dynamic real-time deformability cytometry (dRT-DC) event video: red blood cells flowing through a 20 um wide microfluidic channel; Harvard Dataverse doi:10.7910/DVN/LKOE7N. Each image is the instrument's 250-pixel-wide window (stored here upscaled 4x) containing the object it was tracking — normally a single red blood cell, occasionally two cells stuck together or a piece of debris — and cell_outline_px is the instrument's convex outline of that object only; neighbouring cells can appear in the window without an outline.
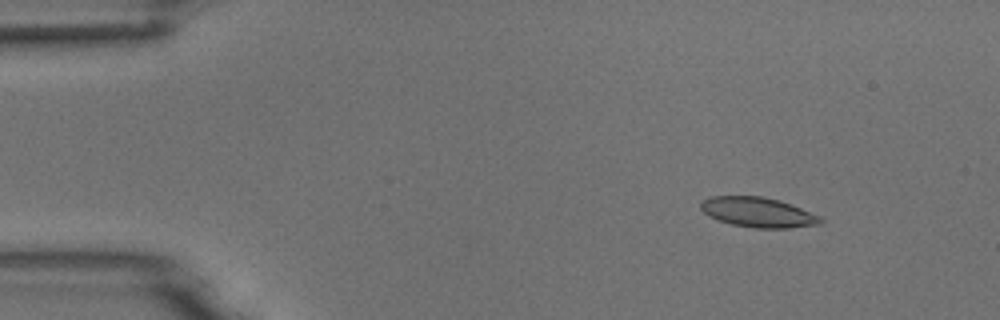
{"species": "common noctule bat (a hibernating species)", "species_latin": "Nyctalus noctula", "temperature_condition": "room temperature", "stored_images_in_passage": 11, "camera_frame_rate_fps": 3000, "um_per_image_px": 0.085, "animal": {"sex": "male", "body_mass_g": 18.8}, "frame": {"image": 1, "passage_image": 2, "time_ms": 1.333, "image_size_px": [1000, 320], "cell_outline_px": [[824, 220], [820, 224], [788, 228], [756, 228], [732, 224], [708, 216], [700, 208], [700, 204], [704, 200], [712, 196], [764, 196], [780, 200], [820, 216]], "centroid_in_image_um": [64.44, 18.04], "position_along_channel_um": 20.6, "area_um2": 20.75}}
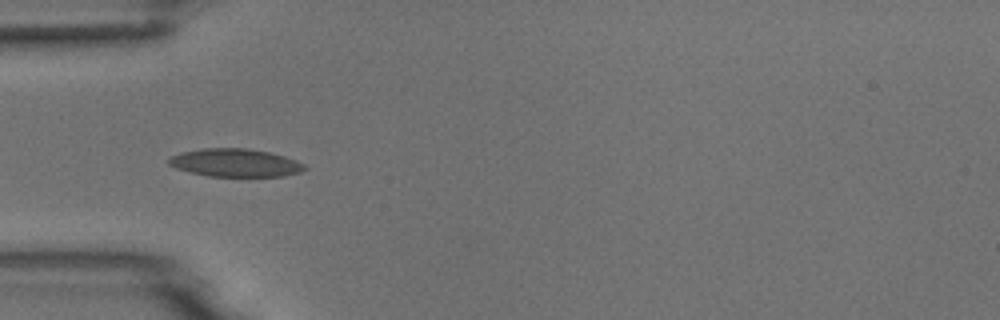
{"frame": {"image": 2, "passage_image": 5, "time_ms": 4.667, "image_size_px": [1000, 320], "cell_outline_px": [[308, 168], [300, 172], [284, 176], [208, 176], [176, 168], [168, 164], [168, 160], [172, 156], [180, 152], [204, 148], [248, 148], [268, 152], [284, 156], [296, 160], [304, 164]], "centroid_in_image_um": [20.01, 13.83], "position_along_channel_um": 65.0, "area_um2": 22.08}}
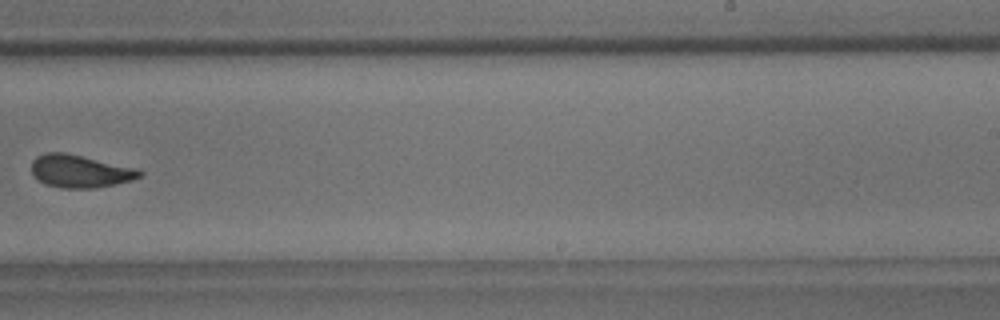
{"frame": {"image": 3, "passage_image": 10, "time_ms": 10.333, "image_size_px": [1000, 320], "cell_outline_px": [[144, 172], [140, 176], [132, 180], [96, 188], [60, 188], [44, 184], [32, 172], [32, 160], [36, 156], [44, 152], [64, 152], [140, 168]], "centroid_in_image_um": [6.83, 14.54], "position_along_channel_um": 282.2, "area_um2": 20.81}}